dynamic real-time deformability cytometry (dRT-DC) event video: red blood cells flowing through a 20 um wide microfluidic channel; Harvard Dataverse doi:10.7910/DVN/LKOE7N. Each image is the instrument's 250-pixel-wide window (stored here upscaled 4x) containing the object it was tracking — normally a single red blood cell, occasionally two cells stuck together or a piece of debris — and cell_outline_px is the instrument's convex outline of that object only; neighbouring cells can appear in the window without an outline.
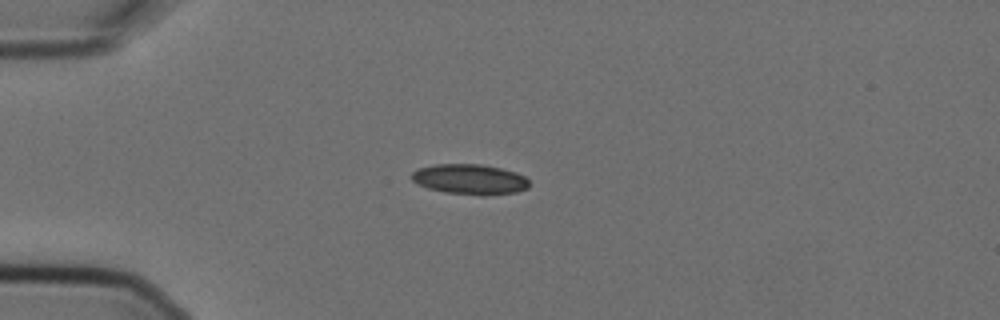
{"species": "Egyptian fruit bat (a non-hibernating species)", "species_latin": "Rousettus aegyptiacus", "temperature_condition": "cold", "stored_images_in_passage": 3, "camera_frame_rate_fps": 3000, "um_per_image_px": 0.085, "animal": {"sex": "female"}, "frame": {"image": 1, "passage_image": 1, "time_ms": 0.0, "image_size_px": [1000, 320], "cell_outline_px": [[528, 188], [516, 192], [484, 196], [480, 196], [444, 192], [428, 188], [412, 180], [412, 172], [420, 168], [432, 164], [480, 164], [500, 168], [516, 172], [524, 176], [528, 180]], "centroid_in_image_um": [39.95, 15.24], "position_along_channel_um": 45.1, "area_um2": 20.75}}
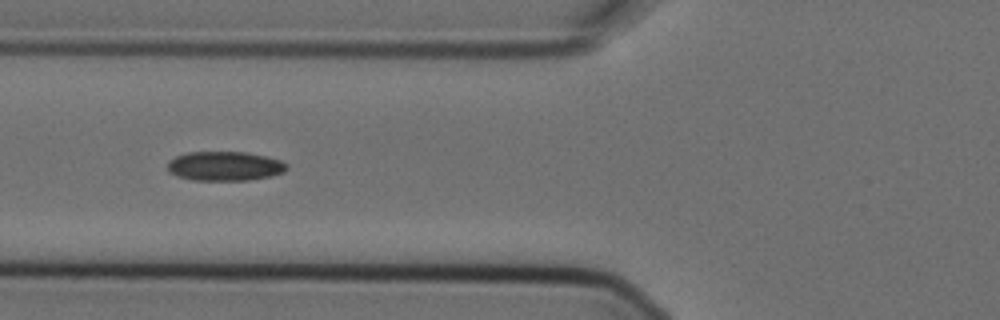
{"frame": {"image": 2, "passage_image": 3, "time_ms": 0.667, "image_size_px": [1000, 320], "cell_outline_px": [[288, 168], [284, 172], [272, 176], [248, 180], [192, 180], [176, 176], [168, 172], [168, 160], [176, 156], [188, 152], [244, 152], [264, 156], [280, 160], [288, 164]], "centroid_in_image_um": [19.09, 14.12], "position_along_channel_um": 106.7, "area_um2": 20.46}}